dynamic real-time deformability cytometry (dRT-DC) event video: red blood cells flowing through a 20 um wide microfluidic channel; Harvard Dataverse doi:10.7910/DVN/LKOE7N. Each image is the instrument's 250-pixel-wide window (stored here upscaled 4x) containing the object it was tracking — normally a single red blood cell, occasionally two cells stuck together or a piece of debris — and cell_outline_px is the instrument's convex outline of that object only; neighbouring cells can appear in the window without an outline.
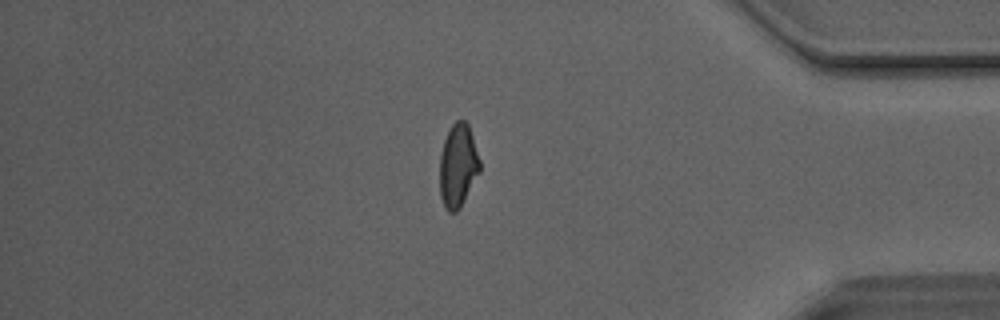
{"species": "Egyptian fruit bat (a non-hibernating species)", "species_latin": "Rousettus aegyptiacus", "temperature_condition": "room temperature", "stored_images_in_passage": 49, "camera_frame_rate_fps": 3000, "um_per_image_px": 0.085, "animal": {"sex": "male"}, "frame": {"image": 1, "passage_image": 42, "time_ms": 13.667, "image_size_px": [1000, 320], "cell_outline_px": [[480, 172], [460, 208], [456, 212], [448, 212], [444, 208], [440, 196], [440, 152], [444, 140], [452, 124], [456, 120], [464, 120], [468, 124], [480, 160]], "centroid_in_image_um": [38.92, 14.1], "position_along_channel_um": 396.3, "area_um2": 19.54}}
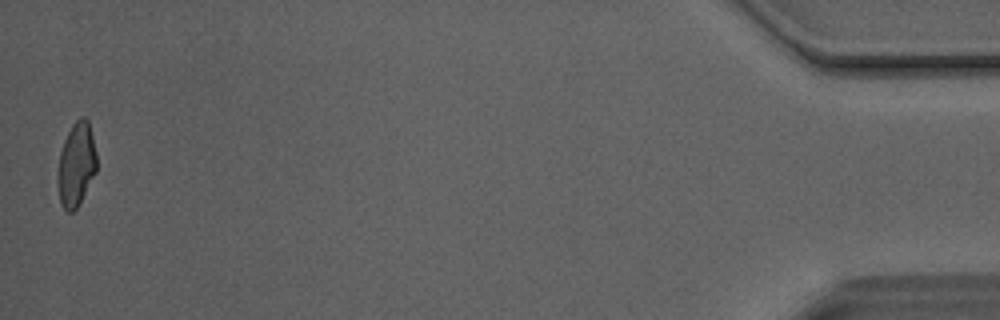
{"frame": {"image": 2, "passage_image": 49, "time_ms": 16.0, "image_size_px": [1000, 320], "cell_outline_px": [[96, 172], [76, 208], [72, 212], [68, 212], [60, 204], [56, 176], [60, 152], [64, 140], [72, 124], [80, 116], [84, 116], [88, 120], [96, 152]], "centroid_in_image_um": [6.46, 13.97], "position_along_channel_um": 428.7, "area_um2": 19.02}, "authors_computed_cell_mechanics": {"area_um2": 20.0566, "velocity_mm_per_s": 4.1347, "shape_relaxation_time_tau1_ms": null, "shape_relaxation_time_tau2_ms": 1.2371, "deformation_change_tau1": null, "deformation_change_tau2": 0.081}}